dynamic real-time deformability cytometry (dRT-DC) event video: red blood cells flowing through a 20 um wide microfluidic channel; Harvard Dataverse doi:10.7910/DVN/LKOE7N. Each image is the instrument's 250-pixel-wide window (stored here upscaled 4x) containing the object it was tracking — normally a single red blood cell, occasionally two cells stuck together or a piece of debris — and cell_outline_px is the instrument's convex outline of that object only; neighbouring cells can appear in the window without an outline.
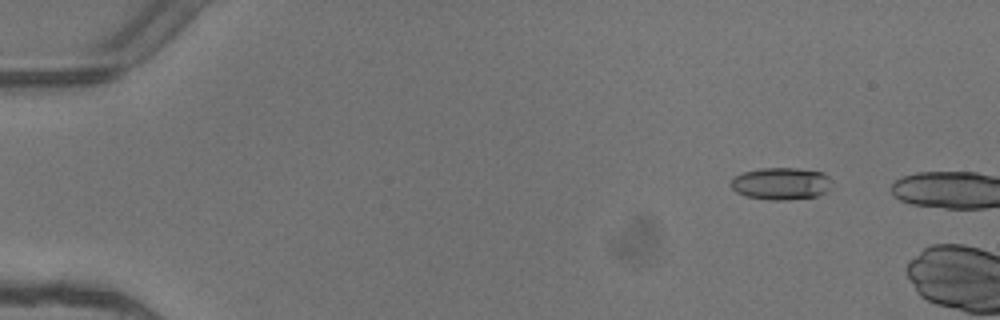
{"species": "common noctule bat (a hibernating species)", "species_latin": "Nyctalus noctula", "temperature_condition": "warm", "stored_images_in_passage": 2, "camera_frame_rate_fps": 3000, "um_per_image_px": 0.085, "animal": {"sex": "female"}, "frame": {"image": 1, "passage_image": 1, "time_ms": 0.0, "image_size_px": [1000, 320], "cell_outline_px": [[832, 188], [816, 196], [788, 200], [772, 200], [748, 196], [736, 192], [728, 184], [736, 176], [744, 172], [760, 168], [796, 168], [824, 172], [832, 180]], "centroid_in_image_um": [66.42, 15.6], "position_along_channel_um": 18.6, "area_um2": 19.02}}